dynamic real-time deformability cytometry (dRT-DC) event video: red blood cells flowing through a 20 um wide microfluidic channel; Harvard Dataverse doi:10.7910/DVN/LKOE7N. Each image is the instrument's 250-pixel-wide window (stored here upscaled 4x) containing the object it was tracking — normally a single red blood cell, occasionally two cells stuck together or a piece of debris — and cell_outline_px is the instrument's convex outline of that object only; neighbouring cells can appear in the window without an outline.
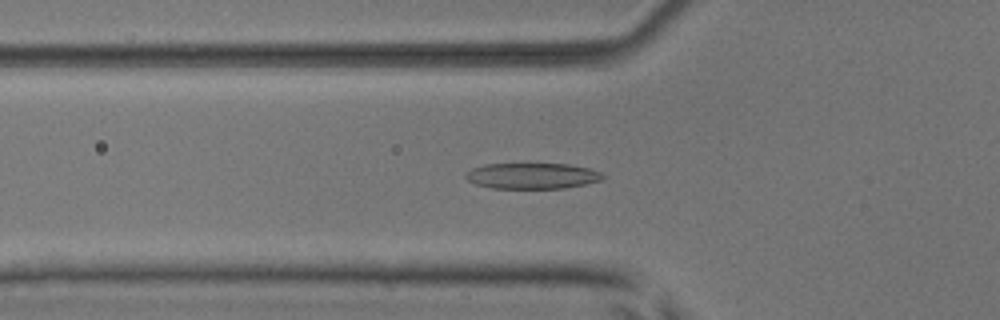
{"species": "common noctule bat (a hibernating species)", "species_latin": "Nyctalus noctula", "temperature_condition": "room temperature", "stored_images_in_passage": 47, "camera_frame_rate_fps": 3000, "um_per_image_px": 0.085, "animal": {"sex": "male", "body_mass_g": 17.9, "forearm_length_mm": 54.2}, "frame": {"image": 1, "passage_image": 14, "time_ms": 4.333, "image_size_px": [1000, 320], "cell_outline_px": [[604, 176], [600, 180], [584, 184], [564, 188], [492, 188], [476, 184], [468, 180], [464, 176], [464, 172], [472, 168], [488, 164], [568, 164], [588, 168], [600, 172]], "centroid_in_image_um": [45.19, 14.95], "position_along_channel_um": 80.6, "area_um2": 20.46}}
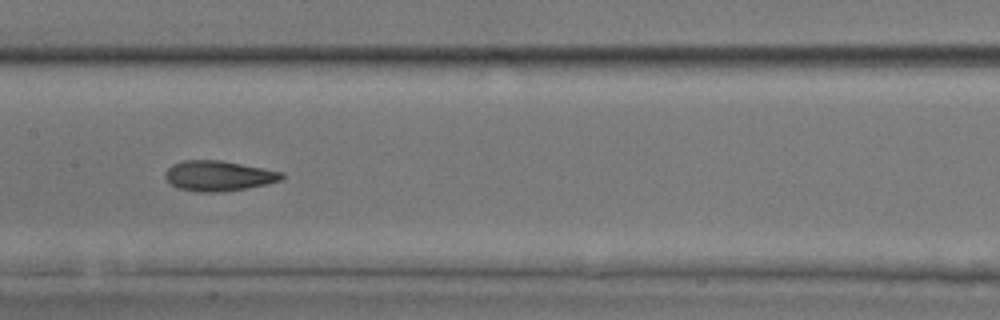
{"frame": {"image": 2, "passage_image": 22, "time_ms": 7.0, "image_size_px": [1000, 320], "cell_outline_px": [[284, 176], [280, 180], [268, 184], [224, 192], [196, 192], [176, 188], [164, 176], [164, 172], [172, 164], [184, 160], [220, 160], [284, 172]], "centroid_in_image_um": [18.56, 14.95], "position_along_channel_um": 188.8, "area_um2": 20.63}}
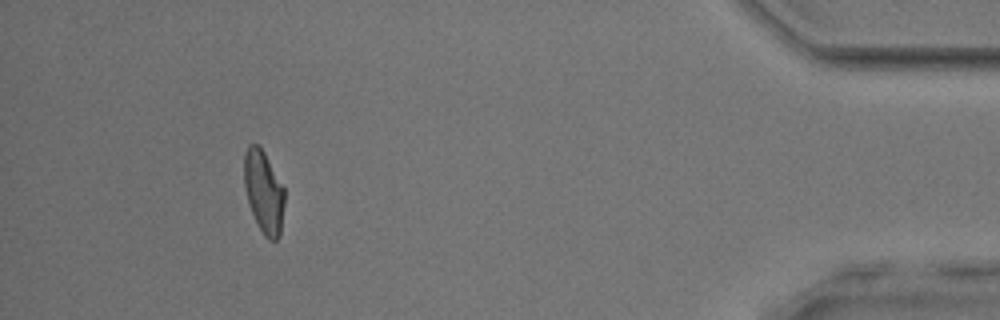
{"frame": {"image": 3, "passage_image": 43, "time_ms": 14.0, "image_size_px": [1000, 320], "cell_outline_px": [[284, 204], [280, 236], [276, 240], [268, 240], [264, 236], [256, 224], [248, 204], [244, 188], [244, 152], [248, 144], [256, 144], [264, 152], [284, 188]], "centroid_in_image_um": [22.39, 16.34], "position_along_channel_um": 412.8, "area_um2": 19.59}, "authors_computed_cell_mechanics": {"area_um2": 20.3456, "velocity_mm_per_s": 4.056, "shape_relaxation_time_tau1_ms": 3.9861, "shape_relaxation_time_tau2_ms": 1.5171, "deformation_change_tau1": 0.177, "deformation_change_tau2": 0.0922}}